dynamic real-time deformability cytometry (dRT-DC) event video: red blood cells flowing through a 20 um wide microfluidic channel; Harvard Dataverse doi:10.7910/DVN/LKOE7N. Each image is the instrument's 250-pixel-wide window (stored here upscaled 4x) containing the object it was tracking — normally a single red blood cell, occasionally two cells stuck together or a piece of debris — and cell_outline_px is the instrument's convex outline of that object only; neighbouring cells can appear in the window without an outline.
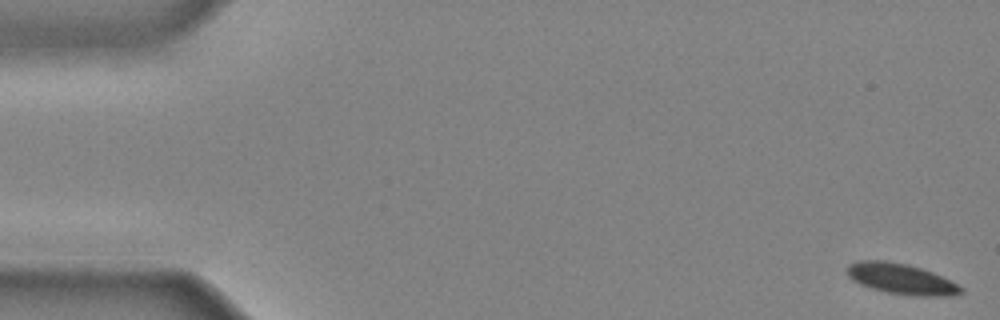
{"species": "common noctule bat (a hibernating species)", "species_latin": "Nyctalus noctula", "temperature_condition": "cold", "stored_images_in_passage": 13, "camera_frame_rate_fps": 3000, "um_per_image_px": 0.085, "animal": {"sex": "male", "body_mass_g": 20.4}, "frame": {"image": 1, "passage_image": 1, "time_ms": 0.0, "image_size_px": [1000, 320], "cell_outline_px": [[964, 292], [948, 296], [928, 296], [888, 292], [872, 288], [860, 284], [852, 280], [848, 276], [848, 264], [856, 260], [884, 260], [904, 264], [920, 268], [932, 272], [964, 288]], "centroid_in_image_um": [76.57, 23.69], "position_along_channel_um": 8.4, "area_um2": 19.88}}
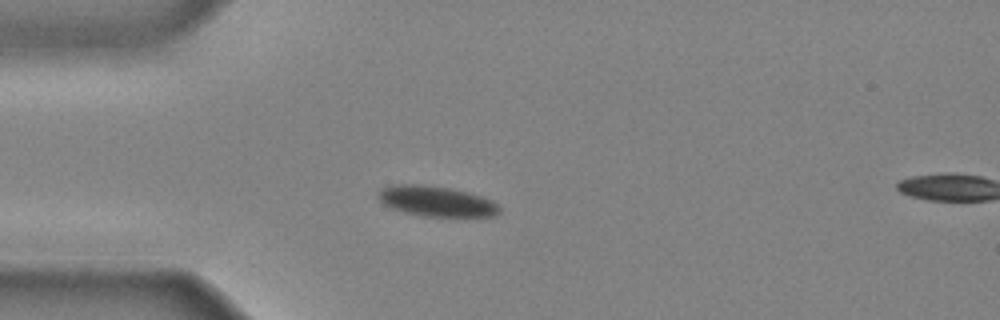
{"frame": {"image": 2, "passage_image": 12, "time_ms": 3.667, "image_size_px": [1000, 320], "cell_outline_px": [[500, 212], [492, 216], [420, 216], [404, 212], [392, 208], [384, 204], [376, 196], [380, 188], [392, 184], [424, 184], [448, 188], [468, 192], [492, 200], [500, 208]], "centroid_in_image_um": [37.03, 17.09], "position_along_channel_um": 48.0, "area_um2": 21.44}}